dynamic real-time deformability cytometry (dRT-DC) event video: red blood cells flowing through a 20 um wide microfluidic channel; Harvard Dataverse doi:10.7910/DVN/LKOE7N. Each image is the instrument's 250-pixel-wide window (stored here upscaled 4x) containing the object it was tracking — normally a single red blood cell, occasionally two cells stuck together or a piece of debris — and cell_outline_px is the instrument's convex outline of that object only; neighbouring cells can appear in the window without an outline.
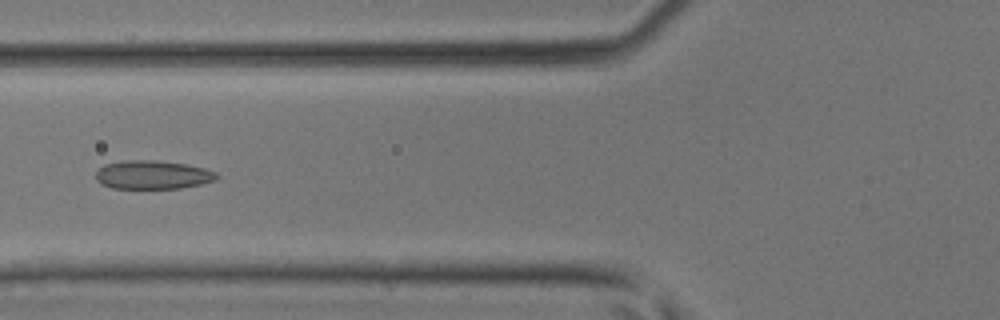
{"species": "common noctule bat (a hibernating species)", "species_latin": "Nyctalus noctula", "temperature_condition": "room temperature", "stored_images_in_passage": 40, "camera_frame_rate_fps": 3000, "um_per_image_px": 0.085, "animal": {"sex": "male", "body_mass_g": 17.9, "forearm_length_mm": 54.2}, "frame": {"image": 1, "passage_image": 13, "time_ms": 4.0, "image_size_px": [1000, 320], "cell_outline_px": [[220, 176], [216, 180], [200, 184], [180, 188], [112, 188], [100, 184], [96, 180], [96, 172], [104, 164], [120, 160], [160, 160], [184, 164], [204, 168], [216, 172]], "centroid_in_image_um": [12.96, 14.85], "position_along_channel_um": 112.8, "area_um2": 20.29}}
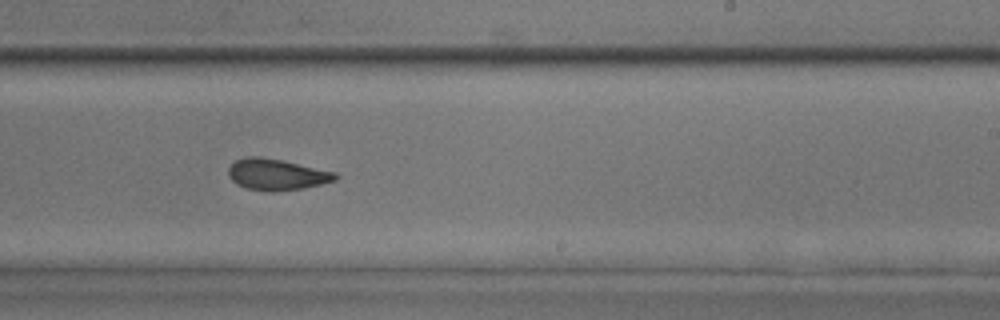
{"frame": {"image": 2, "passage_image": 23, "time_ms": 7.333, "image_size_px": [1000, 320], "cell_outline_px": [[340, 176], [336, 180], [304, 188], [272, 192], [244, 188], [236, 184], [228, 176], [228, 168], [236, 160], [244, 156], [260, 156], [284, 160], [336, 172]], "centroid_in_image_um": [23.51, 14.82], "position_along_channel_um": 265.5, "area_um2": 19.77}}
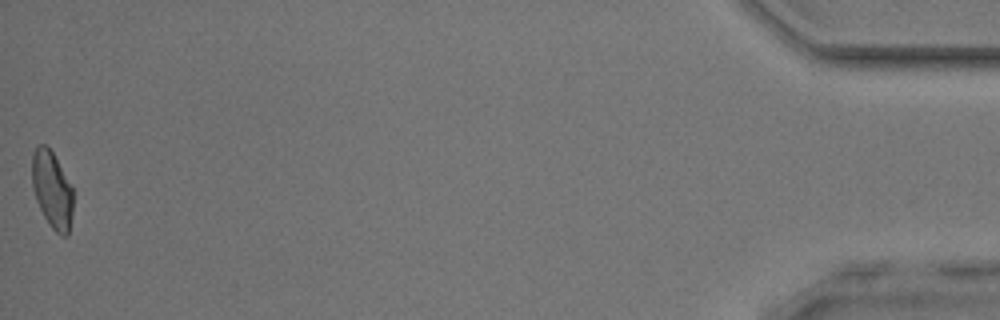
{"frame": {"image": 3, "passage_image": 40, "time_ms": 13.0, "image_size_px": [1000, 320], "cell_outline_px": [[72, 216], [68, 236], [60, 236], [48, 224], [36, 200], [32, 188], [32, 152], [40, 144], [44, 144], [52, 152], [72, 188]], "centroid_in_image_um": [4.41, 16.17], "position_along_channel_um": 430.8, "area_um2": 18.26}}